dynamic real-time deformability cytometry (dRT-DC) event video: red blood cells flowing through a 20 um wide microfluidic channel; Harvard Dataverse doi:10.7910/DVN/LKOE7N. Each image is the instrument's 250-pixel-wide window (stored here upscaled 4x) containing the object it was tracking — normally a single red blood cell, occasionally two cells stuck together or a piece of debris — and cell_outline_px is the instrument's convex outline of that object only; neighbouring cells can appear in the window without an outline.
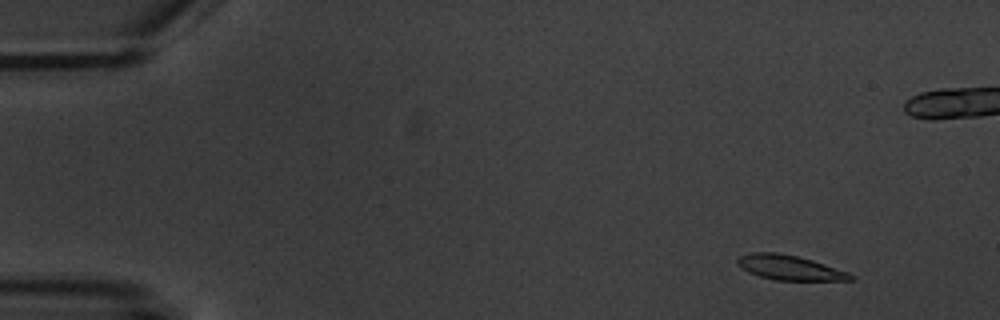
{"species": "common noctule bat (a hibernating species)", "species_latin": "Nyctalus noctula", "temperature_condition": "warm", "stored_images_in_passage": 5, "camera_frame_rate_fps": 3000, "um_per_image_px": 0.085, "animal": {"sex": "male", "body_mass_g": 20.1, "forearm_length_mm": 53.5}, "frame": {"image": 1, "passage_image": 2, "time_ms": 1.333, "image_size_px": [1000, 320], "cell_outline_px": [[856, 280], [776, 280], [760, 276], [748, 272], [740, 268], [736, 264], [736, 260], [740, 256], [752, 252], [776, 252], [796, 256], [812, 260], [848, 272], [856, 276]], "centroid_in_image_um": [67.1, 22.75], "position_along_channel_um": 17.9, "area_um2": 16.3}}